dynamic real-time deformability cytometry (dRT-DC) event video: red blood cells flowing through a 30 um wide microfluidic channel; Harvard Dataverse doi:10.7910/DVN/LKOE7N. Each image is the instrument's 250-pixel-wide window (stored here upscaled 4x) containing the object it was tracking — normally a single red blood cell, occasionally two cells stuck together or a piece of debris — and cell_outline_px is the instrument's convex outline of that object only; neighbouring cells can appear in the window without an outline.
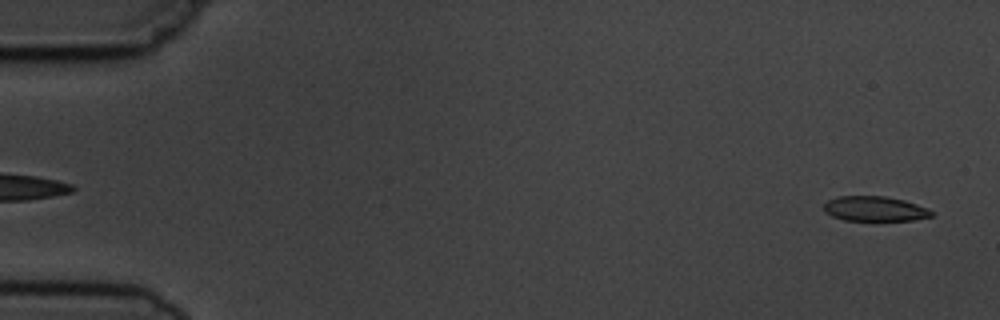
{"species": "common noctule bat (a hibernating species)", "species_latin": "Nyctalus noctula", "temperature_condition": "cold", "stored_images_in_passage": 5, "camera_frame_rate_fps": 3000, "um_per_image_px": 0.085, "animal": {"sex": "male", "body_mass_g": 19.5, "forearm_length_mm": 54.6}, "frame": {"image": 1, "passage_image": 5, "time_ms": 4.667, "image_size_px": [1000, 320], "cell_outline_px": [[932, 216], [912, 220], [844, 220], [832, 216], [824, 212], [824, 204], [828, 200], [836, 196], [884, 196], [904, 200], [928, 208], [932, 212]], "centroid_in_image_um": [74.32, 17.74], "position_along_channel_um": 10.7, "area_um2": 15.55}}